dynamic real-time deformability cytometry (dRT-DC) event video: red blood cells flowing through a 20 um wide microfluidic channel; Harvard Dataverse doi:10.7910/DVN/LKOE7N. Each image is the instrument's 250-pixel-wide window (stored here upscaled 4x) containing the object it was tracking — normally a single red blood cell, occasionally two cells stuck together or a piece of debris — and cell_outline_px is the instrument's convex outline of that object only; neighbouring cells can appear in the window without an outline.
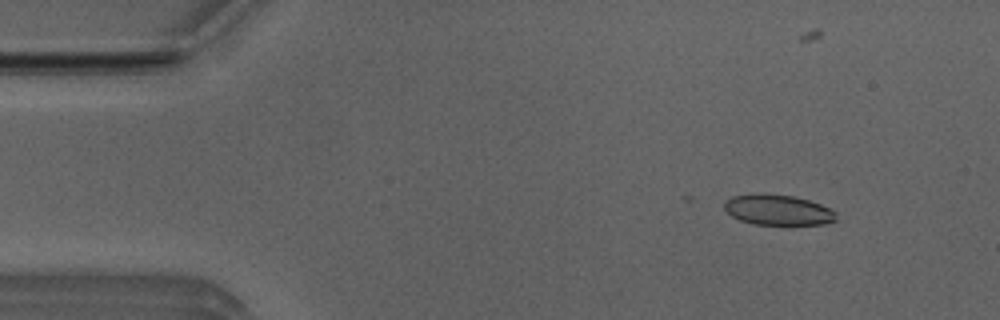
{"species": "Egyptian fruit bat (a non-hibernating species)", "species_latin": "Rousettus aegyptiacus", "temperature_condition": "room temperature", "stored_images_in_passage": 5, "camera_frame_rate_fps": 3000, "um_per_image_px": 0.085, "animal": {"sex": "male"}, "frame": {"image": 1, "passage_image": 1, "time_ms": 0.0, "image_size_px": [1000, 320], "cell_outline_px": [[836, 220], [824, 224], [752, 224], [740, 220], [732, 216], [724, 208], [724, 200], [732, 196], [752, 192], [760, 192], [792, 196], [808, 200], [820, 204], [836, 212]], "centroid_in_image_um": [66.06, 17.82], "position_along_channel_um": 18.9, "area_um2": 20.0}}